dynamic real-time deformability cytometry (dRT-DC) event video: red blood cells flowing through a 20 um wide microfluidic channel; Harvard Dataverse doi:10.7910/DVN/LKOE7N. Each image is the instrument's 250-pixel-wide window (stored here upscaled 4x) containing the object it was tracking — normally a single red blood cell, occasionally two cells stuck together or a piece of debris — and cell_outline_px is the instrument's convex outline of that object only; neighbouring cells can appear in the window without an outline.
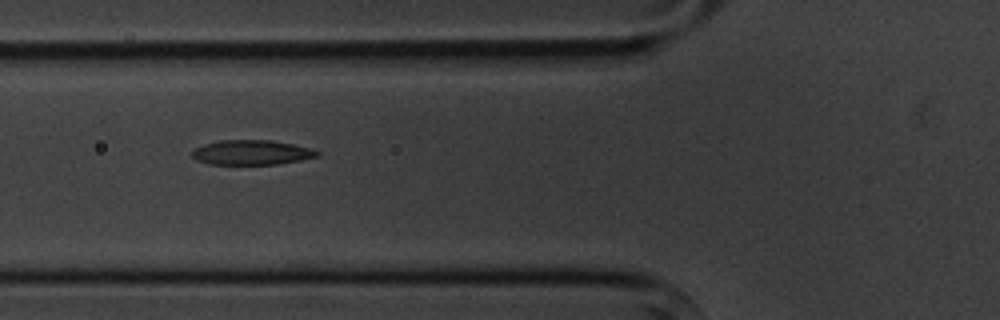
{"species": "common noctule bat (a hibernating species)", "species_latin": "Nyctalus noctula", "temperature_condition": "cold", "stored_images_in_passage": 6, "camera_frame_rate_fps": 3000, "um_per_image_px": 0.085, "animal": {"sex": "male", "body_mass_g": 20.1, "forearm_length_mm": 53.5}, "frame": {"image": 1, "passage_image": 5, "time_ms": 4.333, "image_size_px": [1000, 320], "cell_outline_px": [[320, 156], [280, 164], [208, 164], [196, 160], [192, 156], [192, 152], [196, 148], [204, 144], [220, 140], [272, 140], [312, 148], [320, 152]], "centroid_in_image_um": [21.41, 12.96], "position_along_channel_um": 104.4, "area_um2": 18.09}}
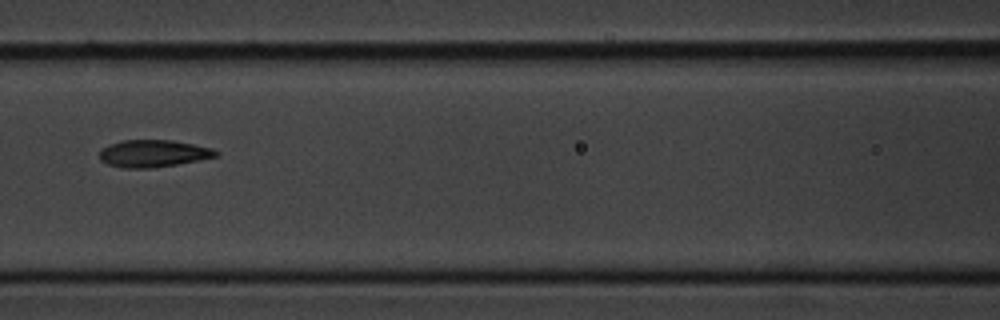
{"frame": {"image": 2, "passage_image": 6, "time_ms": 5.667, "image_size_px": [1000, 320], "cell_outline_px": [[220, 156], [200, 160], [152, 168], [124, 168], [108, 164], [100, 160], [100, 148], [108, 144], [124, 140], [172, 140], [212, 148], [220, 152]], "centroid_in_image_um": [13.04, 13.04], "position_along_channel_um": 153.6, "area_um2": 18.55}}